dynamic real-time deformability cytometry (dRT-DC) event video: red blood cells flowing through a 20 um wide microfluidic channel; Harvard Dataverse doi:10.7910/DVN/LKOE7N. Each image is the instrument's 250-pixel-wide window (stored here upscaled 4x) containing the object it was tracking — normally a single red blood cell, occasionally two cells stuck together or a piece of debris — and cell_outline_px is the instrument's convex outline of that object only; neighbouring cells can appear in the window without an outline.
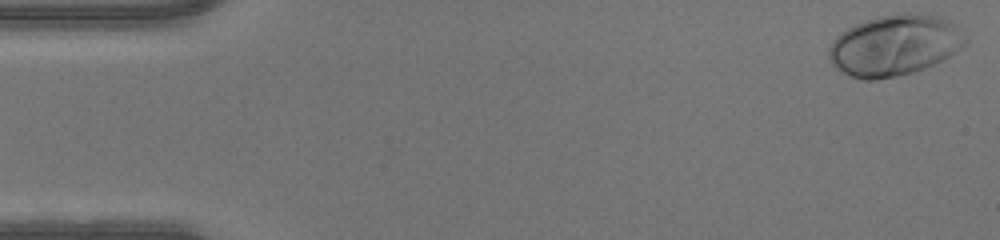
{"species": "human", "species_latin": "Homo sapiens", "temperature_condition": "warm", "stored_images_in_passage": 47, "camera_frame_rate_fps": 3000, "um_per_image_px": 0.085, "donor": {"sex": "male"}, "frame": {"image": 1, "passage_image": 1, "time_ms": 0.0, "image_size_px": [1000, 240], "cell_outline_px": [[968, 44], [948, 56], [924, 68], [912, 72], [896, 76], [872, 80], [864, 80], [848, 76], [840, 72], [832, 64], [828, 56], [828, 48], [832, 40], [840, 32], [864, 20], [880, 16], [904, 12], [908, 12], [940, 16], [956, 24], [968, 40]], "centroid_in_image_um": [76.02, 3.84], "position_along_channel_um": 9.0, "area_um2": 48.67}}
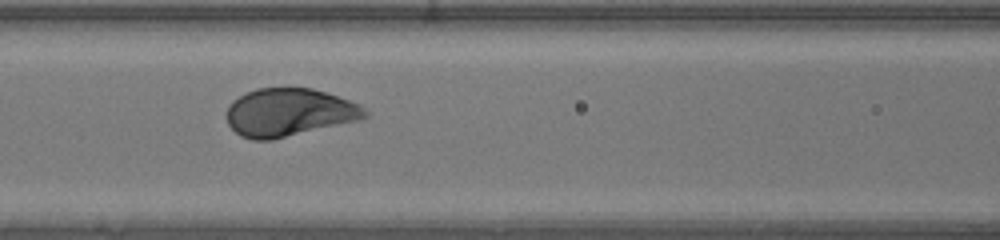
{"frame": {"image": 2, "passage_image": 20, "time_ms": 6.333, "image_size_px": [1000, 240], "cell_outline_px": [[368, 116], [360, 120], [272, 140], [252, 140], [240, 136], [228, 124], [224, 116], [228, 104], [232, 100], [256, 88], [312, 88], [360, 104], [368, 112]], "centroid_in_image_um": [24.54, 9.56], "position_along_channel_um": 142.1, "area_um2": 38.84}}
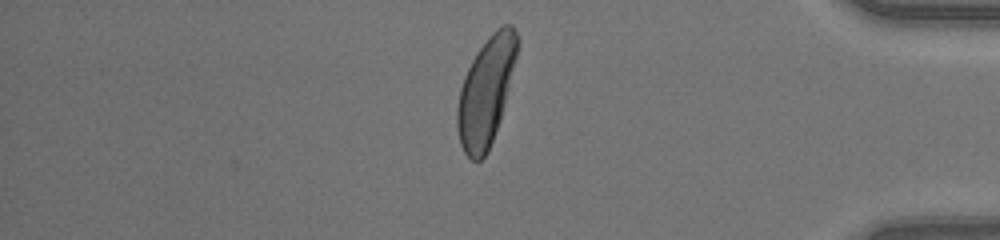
{"frame": {"image": 3, "passage_image": 40, "time_ms": 13.0, "image_size_px": [1000, 240], "cell_outline_px": [[520, 40], [500, 120], [488, 152], [480, 160], [472, 160], [464, 152], [460, 144], [456, 124], [456, 108], [460, 88], [464, 76], [476, 52], [488, 36], [496, 28], [504, 24], [512, 24]], "centroid_in_image_um": [41.29, 7.75], "position_along_channel_um": 393.9, "area_um2": 37.63}}